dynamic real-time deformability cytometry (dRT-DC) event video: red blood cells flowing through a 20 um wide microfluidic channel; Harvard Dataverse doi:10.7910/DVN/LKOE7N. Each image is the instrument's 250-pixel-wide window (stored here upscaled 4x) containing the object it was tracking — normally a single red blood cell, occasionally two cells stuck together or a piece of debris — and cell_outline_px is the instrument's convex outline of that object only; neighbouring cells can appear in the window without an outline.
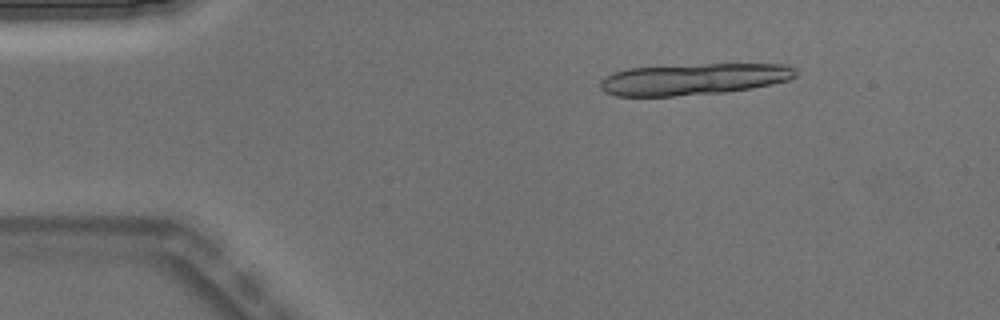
{"species": "Egyptian fruit bat (a non-hibernating species)", "species_latin": "Rousettus aegyptiacus", "temperature_condition": "warm", "stored_images_in_passage": 4, "camera_frame_rate_fps": 3000, "um_per_image_px": 0.085, "animal": {"sex": "male"}, "frame": {"image": 1, "passage_image": 2, "time_ms": 0.333, "image_size_px": [1000, 320], "cell_outline_px": [[796, 76], [788, 80], [772, 84], [752, 88], [724, 92], [672, 96], [616, 96], [604, 92], [600, 88], [600, 80], [604, 76], [612, 72], [628, 68], [704, 64], [784, 64], [796, 68]], "centroid_in_image_um": [58.93, 6.73], "position_along_channel_um": 26.1, "area_um2": 35.95}}